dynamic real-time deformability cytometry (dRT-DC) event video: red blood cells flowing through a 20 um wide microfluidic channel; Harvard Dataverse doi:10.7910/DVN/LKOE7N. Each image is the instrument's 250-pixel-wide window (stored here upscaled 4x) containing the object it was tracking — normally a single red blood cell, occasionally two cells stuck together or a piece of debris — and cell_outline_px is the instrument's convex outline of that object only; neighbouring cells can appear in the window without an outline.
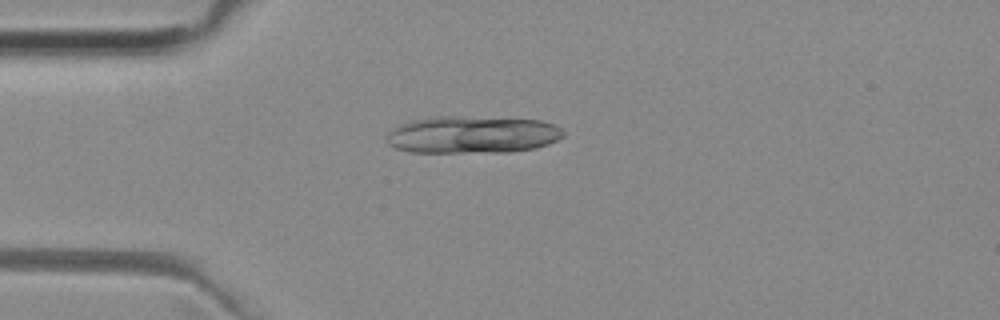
{"species": "common noctule bat (a hibernating species)", "species_latin": "Nyctalus noctula", "temperature_condition": "room temperature", "stored_images_in_passage": 30, "camera_frame_rate_fps": 3000, "um_per_image_px": 0.085, "animal": {"sex": "female", "body_mass_g": 29.2, "forearm_length_mm": 56.3}, "frame": {"image": 1, "passage_image": 1, "time_ms": 0.0, "image_size_px": [1000, 320], "cell_outline_px": [[564, 136], [548, 144], [536, 148], [512, 152], [408, 152], [396, 148], [388, 144], [384, 140], [388, 132], [392, 128], [408, 120], [432, 116], [452, 116], [544, 120], [556, 124], [564, 132]], "centroid_in_image_um": [40.12, 11.44], "position_along_channel_um": 44.9, "area_um2": 38.96}, "authors_computed_cell_mechanics": {"area_um2": 19.5364, "velocity_mm_per_s": 3.9473, "shape_relaxation_time_tau1_ms": null, "shape_relaxation_time_tau2_ms": 2.1569, "deformation_change_tau1": null, "deformation_change_tau2": 0.0743}}